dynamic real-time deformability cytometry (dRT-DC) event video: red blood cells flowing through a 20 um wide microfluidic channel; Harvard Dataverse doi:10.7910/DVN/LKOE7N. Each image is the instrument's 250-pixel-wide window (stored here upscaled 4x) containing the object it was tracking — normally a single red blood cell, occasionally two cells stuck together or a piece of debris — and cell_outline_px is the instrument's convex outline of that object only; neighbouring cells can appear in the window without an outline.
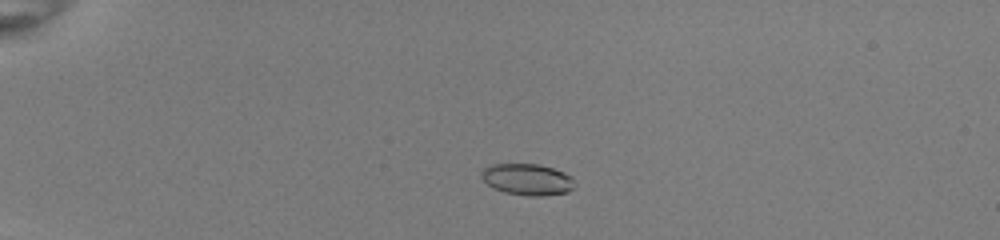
{"species": "common noctule bat (a hibernating species)", "species_latin": "Nyctalus noctula", "temperature_condition": "room temperature", "stored_images_in_passage": 52, "camera_frame_rate_fps": 3000, "um_per_image_px": 0.085, "animal": {"sex": "female", "body_mass_g": 22.0, "forearm_length_mm": 56.7}, "frame": {"image": 1, "passage_image": 13, "time_ms": 4.0, "image_size_px": [1000, 240], "cell_outline_px": [[576, 188], [568, 192], [540, 196], [528, 196], [504, 192], [492, 188], [480, 176], [480, 172], [488, 164], [540, 164], [564, 172], [572, 176], [576, 184]], "centroid_in_image_um": [44.84, 15.25], "position_along_channel_um": 40.2, "area_um2": 17.4}}
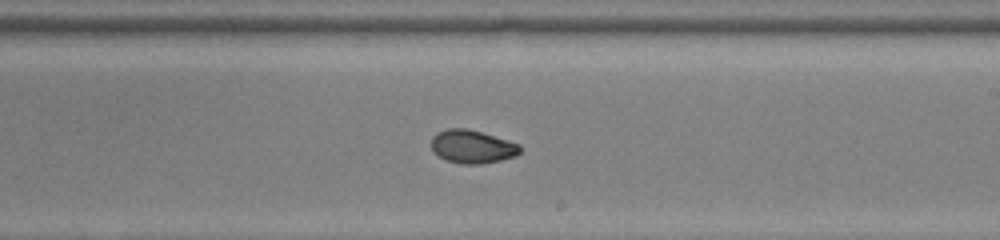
{"frame": {"image": 2, "passage_image": 33, "time_ms": 10.667, "image_size_px": [1000, 240], "cell_outline_px": [[520, 152], [516, 156], [484, 164], [460, 164], [448, 160], [440, 156], [432, 148], [432, 136], [436, 132], [448, 128], [468, 128], [520, 144]], "centroid_in_image_um": [40.15, 12.46], "position_along_channel_um": 248.9, "area_um2": 17.11}}
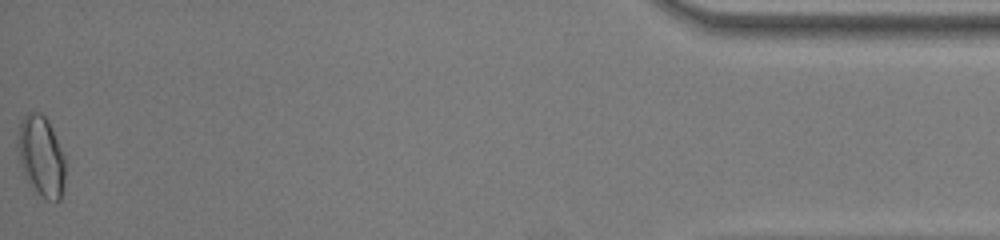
{"frame": {"image": 3, "passage_image": 52, "time_ms": 17.0, "image_size_px": [1000, 240], "cell_outline_px": [[64, 180], [60, 200], [48, 200], [36, 192], [28, 184], [24, 176], [20, 164], [16, 144], [20, 120], [28, 112], [40, 112], [48, 120], [52, 128], [64, 156]], "centroid_in_image_um": [3.46, 13.26], "position_along_channel_um": 431.7, "area_um2": 22.43}, "authors_computed_cell_mechanics": {"area_um2": 17.5712, "velocity_mm_per_s": 4.0202, "shape_relaxation_time_tau1_ms": 6.3845, "shape_relaxation_time_tau2_ms": 1.6, "deformation_change_tau1": 0.1823, "deformation_change_tau2": 0.043}}